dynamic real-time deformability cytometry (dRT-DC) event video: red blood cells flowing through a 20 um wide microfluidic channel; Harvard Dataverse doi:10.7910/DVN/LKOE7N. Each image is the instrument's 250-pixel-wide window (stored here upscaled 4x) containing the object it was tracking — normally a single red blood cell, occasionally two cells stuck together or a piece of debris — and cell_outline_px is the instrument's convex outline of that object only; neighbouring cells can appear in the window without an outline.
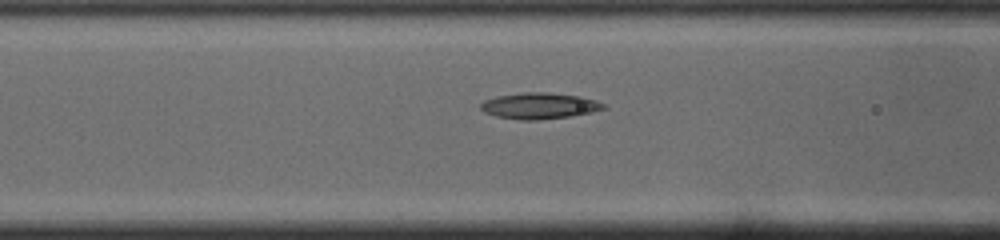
{"species": "common noctule bat (a hibernating species)", "species_latin": "Nyctalus noctula", "temperature_condition": "cold", "stored_images_in_passage": 8, "camera_frame_rate_fps": 3000, "um_per_image_px": 0.085, "animal": {"sex": "male", "body_mass_g": 19.0, "forearm_length_mm": 50.8}, "frame": {"image": 1, "passage_image": 6, "time_ms": 1.667, "image_size_px": [1000, 240], "cell_outline_px": [[608, 108], [592, 112], [568, 116], [536, 120], [520, 120], [496, 116], [484, 112], [480, 108], [480, 104], [484, 100], [496, 96], [520, 92], [548, 92], [580, 96], [596, 100], [604, 104]], "centroid_in_image_um": [45.83, 8.98], "position_along_channel_um": 120.8, "area_um2": 18.79}}